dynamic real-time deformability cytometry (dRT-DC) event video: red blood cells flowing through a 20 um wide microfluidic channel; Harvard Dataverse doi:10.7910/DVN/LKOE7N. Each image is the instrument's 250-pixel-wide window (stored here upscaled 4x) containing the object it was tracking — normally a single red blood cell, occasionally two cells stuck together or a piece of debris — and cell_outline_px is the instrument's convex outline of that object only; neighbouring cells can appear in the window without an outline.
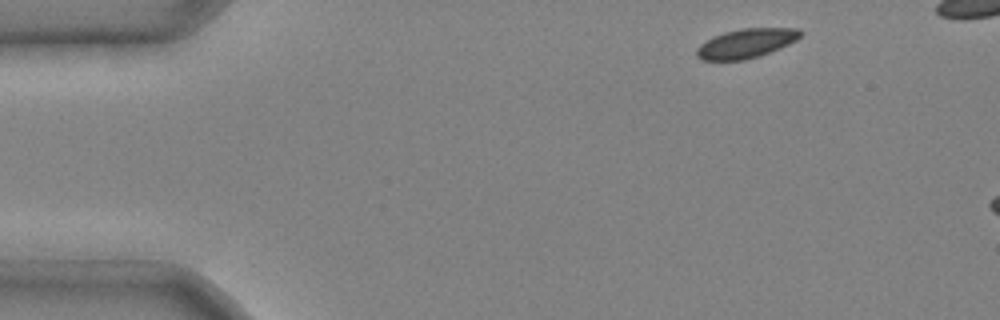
{"species": "common noctule bat (a hibernating species)", "species_latin": "Nyctalus noctula", "temperature_condition": "cold", "stored_images_in_passage": 3, "camera_frame_rate_fps": 3000, "um_per_image_px": 0.085, "animal": {"sex": "male", "body_mass_g": 20.4}, "frame": {"image": 1, "passage_image": 1, "time_ms": 0.0, "image_size_px": [1000, 320], "cell_outline_px": [[804, 32], [796, 40], [780, 48], [744, 60], [700, 60], [696, 56], [696, 48], [700, 44], [712, 36], [724, 32], [740, 28], [800, 28]], "centroid_in_image_um": [63.4, 3.67], "position_along_channel_um": 21.6, "area_um2": 17.74}}